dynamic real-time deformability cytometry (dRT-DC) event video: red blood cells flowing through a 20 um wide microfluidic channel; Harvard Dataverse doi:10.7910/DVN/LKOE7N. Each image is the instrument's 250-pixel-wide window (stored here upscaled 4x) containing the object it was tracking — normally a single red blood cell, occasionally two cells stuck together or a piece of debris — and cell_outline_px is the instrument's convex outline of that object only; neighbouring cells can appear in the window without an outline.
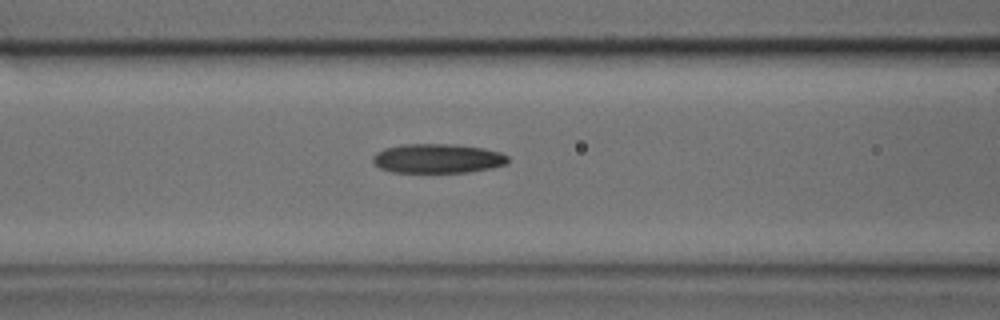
{"species": "common noctule bat (a hibernating species)", "species_latin": "Nyctalus noctula", "temperature_condition": "cold", "stored_images_in_passage": 26, "camera_frame_rate_fps": 3000, "um_per_image_px": 0.085, "animal": {"sex": "male", "body_mass_g": 17.9, "forearm_length_mm": 54.2}, "frame": {"image": 1, "passage_image": 7, "time_ms": 2.0, "image_size_px": [1000, 320], "cell_outline_px": [[508, 164], [468, 172], [392, 172], [380, 168], [372, 160], [372, 156], [376, 152], [384, 148], [404, 144], [452, 144], [484, 148], [500, 152], [508, 156]], "centroid_in_image_um": [37.18, 13.46], "position_along_channel_um": 129.4, "area_um2": 23.06}}
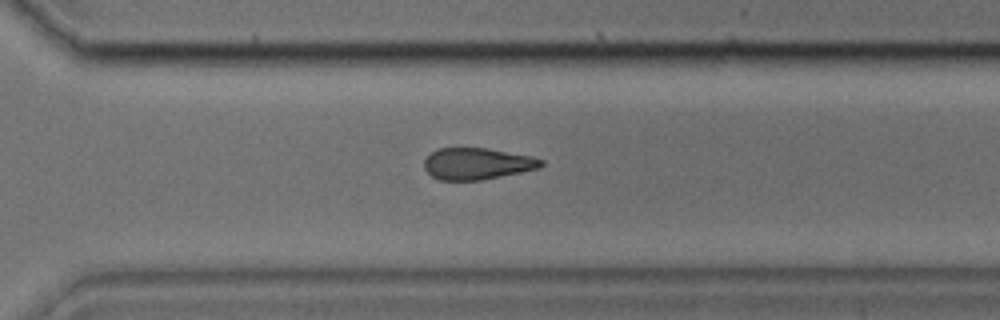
{"frame": {"image": 2, "passage_image": 19, "time_ms": 6.0, "image_size_px": [1000, 320], "cell_outline_px": [[544, 164], [540, 168], [480, 180], [440, 180], [432, 176], [424, 168], [424, 160], [432, 152], [440, 148], [488, 148], [532, 156], [544, 160]], "centroid_in_image_um": [40.57, 13.91], "position_along_channel_um": 330.0, "area_um2": 21.44}}
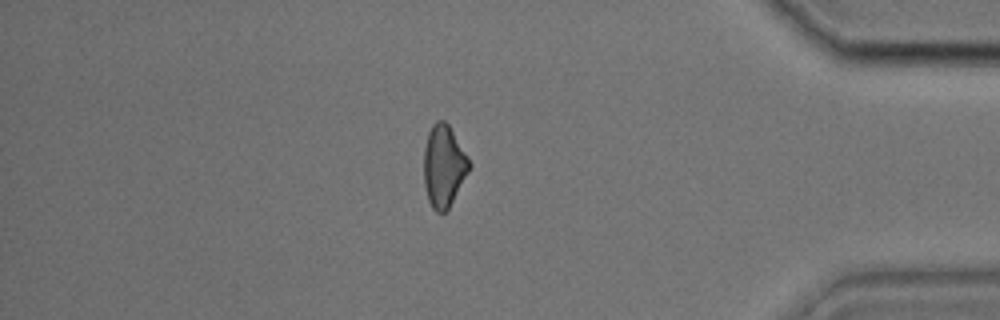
{"frame": {"image": 3, "passage_image": 25, "time_ms": 8.0, "image_size_px": [1000, 320], "cell_outline_px": [[472, 164], [468, 172], [448, 208], [444, 212], [436, 212], [432, 208], [428, 200], [424, 184], [424, 148], [428, 132], [432, 124], [436, 120], [444, 120], [448, 124], [468, 156]], "centroid_in_image_um": [37.71, 14.09], "position_along_channel_um": 397.5, "area_um2": 21.56}}